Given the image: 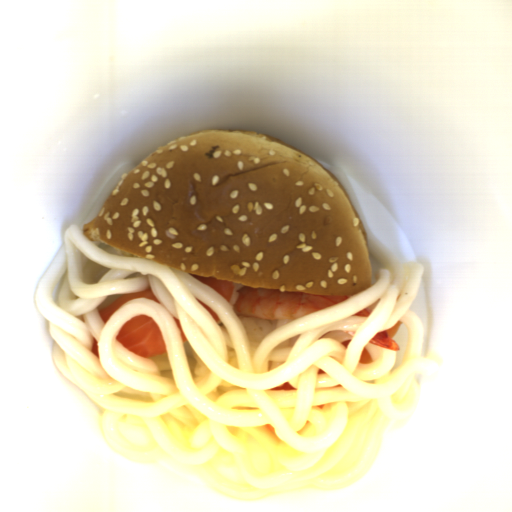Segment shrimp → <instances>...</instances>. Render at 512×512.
<instances>
[{
	"instance_id": "obj_1",
	"label": "shrimp",
	"mask_w": 512,
	"mask_h": 512,
	"mask_svg": "<svg viewBox=\"0 0 512 512\" xmlns=\"http://www.w3.org/2000/svg\"><path fill=\"white\" fill-rule=\"evenodd\" d=\"M350 297L244 286L232 310L237 317L291 322Z\"/></svg>"
},
{
	"instance_id": "obj_2",
	"label": "shrimp",
	"mask_w": 512,
	"mask_h": 512,
	"mask_svg": "<svg viewBox=\"0 0 512 512\" xmlns=\"http://www.w3.org/2000/svg\"><path fill=\"white\" fill-rule=\"evenodd\" d=\"M368 343H372L377 345L383 349H400L396 340L392 337V335L387 331L379 332L373 338L369 340Z\"/></svg>"
}]
</instances>
